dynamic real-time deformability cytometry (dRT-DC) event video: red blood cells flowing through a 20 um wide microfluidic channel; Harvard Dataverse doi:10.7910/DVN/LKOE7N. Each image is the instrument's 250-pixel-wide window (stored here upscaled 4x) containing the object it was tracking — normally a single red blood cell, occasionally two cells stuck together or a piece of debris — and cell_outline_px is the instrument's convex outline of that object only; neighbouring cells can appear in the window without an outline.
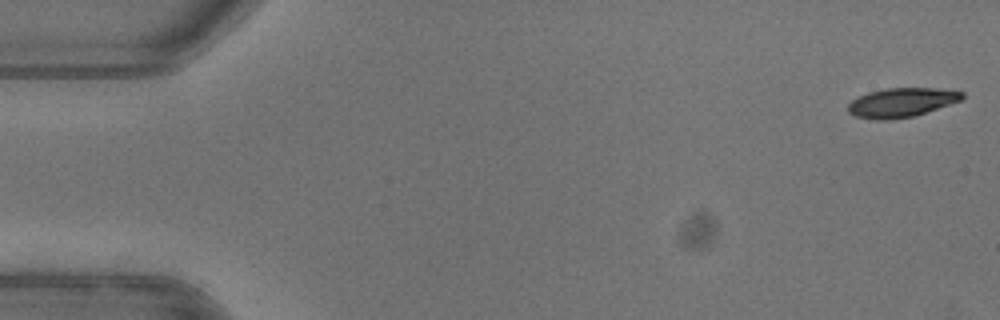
{"species": "common noctule bat (a hibernating species)", "species_latin": "Nyctalus noctula", "temperature_condition": "warm", "stored_images_in_passage": 52, "camera_frame_rate_fps": 3000, "um_per_image_px": 0.085, "animal": {"sex": "female"}, "frame": {"image": 1, "passage_image": 1, "time_ms": 0.0, "image_size_px": [1000, 320], "cell_outline_px": [[964, 96], [960, 100], [912, 116], [888, 120], [876, 120], [856, 116], [848, 112], [848, 104], [852, 100], [868, 92], [884, 88], [936, 88], [964, 92]], "centroid_in_image_um": [76.58, 8.7], "position_along_channel_um": 8.4, "area_um2": 19.07}}
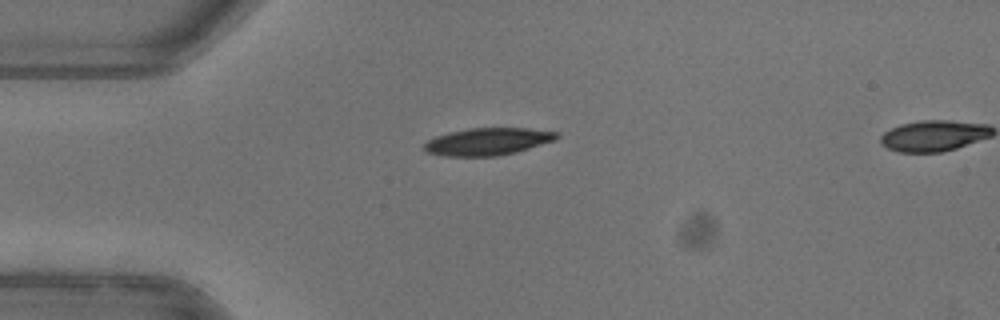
{"frame": {"image": 2, "passage_image": 13, "time_ms": 4.0, "image_size_px": [1000, 320], "cell_outline_px": [[560, 136], [556, 140], [516, 152], [496, 156], [444, 156], [428, 152], [424, 148], [424, 144], [428, 140], [436, 136], [448, 132], [468, 128], [524, 128], [560, 132]], "centroid_in_image_um": [41.48, 12.02], "position_along_channel_um": 43.5, "area_um2": 21.1}}
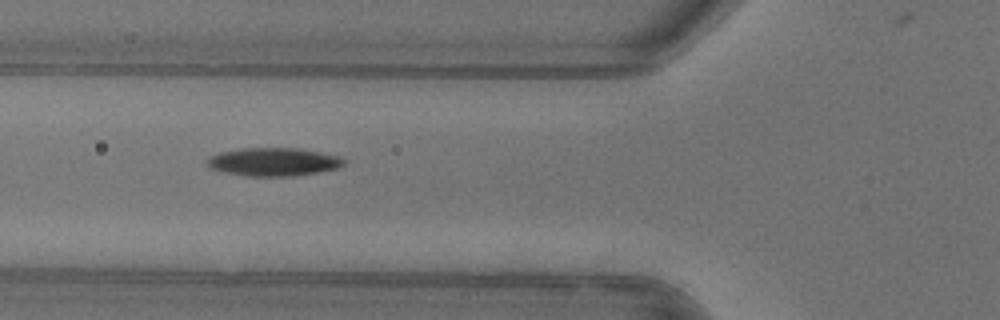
{"frame": {"image": 3, "passage_image": 19, "time_ms": 6.0, "image_size_px": [1000, 320], "cell_outline_px": [[344, 164], [336, 168], [316, 172], [292, 176], [248, 176], [224, 172], [212, 168], [208, 164], [208, 156], [220, 152], [244, 148], [300, 148], [340, 156], [344, 160]], "centroid_in_image_um": [23.25, 13.75], "position_along_channel_um": 102.6, "area_um2": 22.25}, "authors_computed_cell_mechanics": {"area_um2": 21.4727, "velocity_mm_per_s": 3.9702, "shape_relaxation_time_tau1_ms": 3.7987, "shape_relaxation_time_tau2_ms": 8.8702, "deformation_change_tau1": 0.1564, "deformation_change_tau2": 0.1231}}